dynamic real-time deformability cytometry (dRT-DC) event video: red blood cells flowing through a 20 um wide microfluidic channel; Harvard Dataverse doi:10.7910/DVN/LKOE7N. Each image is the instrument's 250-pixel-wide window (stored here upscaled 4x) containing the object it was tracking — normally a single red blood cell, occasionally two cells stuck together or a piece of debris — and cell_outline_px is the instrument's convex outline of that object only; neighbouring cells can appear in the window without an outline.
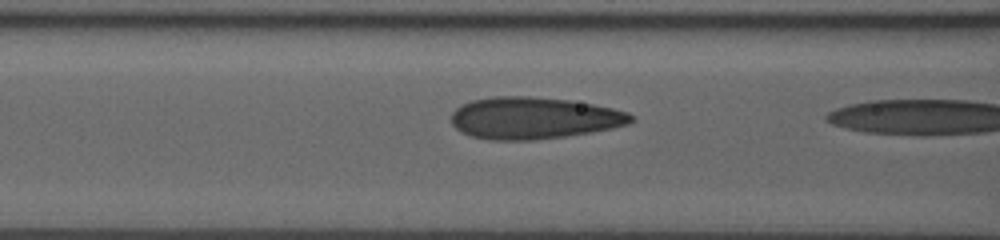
{"species": "human", "species_latin": "Homo sapiens", "temperature_condition": "room temperature", "stored_images_in_passage": 8, "camera_frame_rate_fps": 3000, "um_per_image_px": 0.085, "donor": {"sex": "male"}, "frame": {"image": 1, "passage_image": 7, "time_ms": 2.0, "image_size_px": [1000, 240], "cell_outline_px": [[632, 120], [628, 124], [612, 128], [592, 132], [564, 136], [532, 140], [492, 140], [472, 136], [460, 132], [452, 124], [452, 112], [460, 104], [472, 100], [492, 96], [528, 96], [568, 100], [592, 104], [612, 108], [628, 112], [632, 116]], "centroid_in_image_um": [45.33, 10.03], "position_along_channel_um": 121.3, "area_um2": 43.75}}